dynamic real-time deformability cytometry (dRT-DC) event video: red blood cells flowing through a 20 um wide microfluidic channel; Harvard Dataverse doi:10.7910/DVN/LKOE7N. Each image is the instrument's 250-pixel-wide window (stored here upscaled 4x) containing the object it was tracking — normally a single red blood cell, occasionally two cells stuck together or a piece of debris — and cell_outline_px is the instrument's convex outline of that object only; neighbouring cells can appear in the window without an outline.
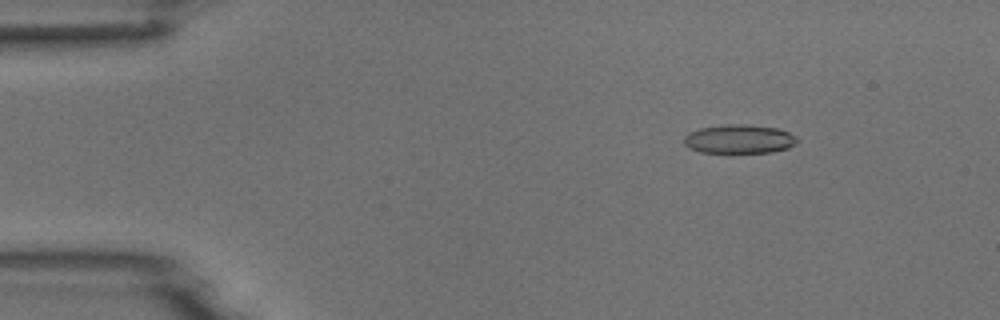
{"species": "common noctule bat (a hibernating species)", "species_latin": "Nyctalus noctula", "temperature_condition": "room temperature", "stored_images_in_passage": 51, "camera_frame_rate_fps": 3000, "um_per_image_px": 0.085, "animal": {"sex": "male", "body_mass_g": 18.8}, "frame": {"image": 1, "passage_image": 7, "time_ms": 2.0, "image_size_px": [1000, 320], "cell_outline_px": [[800, 140], [796, 144], [788, 148], [772, 152], [700, 152], [688, 148], [684, 144], [684, 136], [688, 132], [700, 128], [728, 124], [744, 124], [780, 128], [796, 136]], "centroid_in_image_um": [62.85, 11.81], "position_along_channel_um": 22.2, "area_um2": 19.19}}
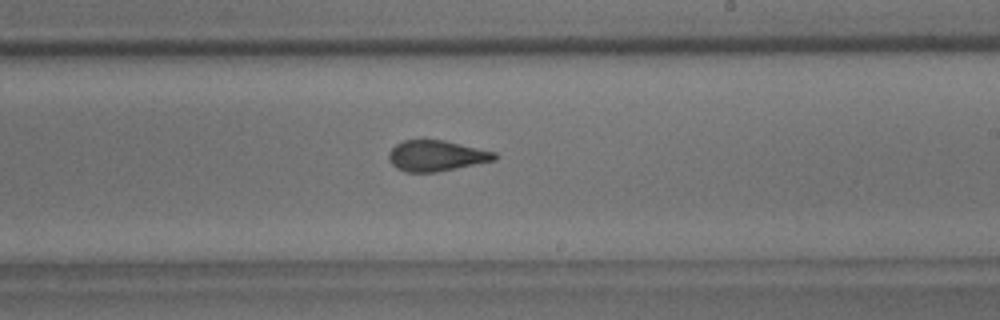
{"frame": {"image": 2, "passage_image": 30, "time_ms": 9.667, "image_size_px": [1000, 320], "cell_outline_px": [[500, 156], [496, 160], [436, 172], [404, 172], [396, 168], [388, 160], [388, 152], [396, 144], [404, 140], [444, 140], [496, 152]], "centroid_in_image_um": [37.09, 13.24], "position_along_channel_um": 251.9, "area_um2": 19.07}}
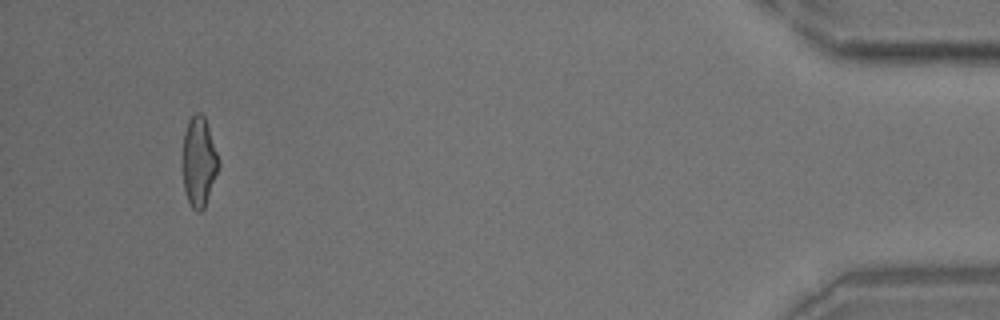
{"frame": {"image": 3, "passage_image": 48, "time_ms": 15.667, "image_size_px": [1000, 320], "cell_outline_px": [[220, 164], [204, 208], [200, 212], [196, 212], [192, 208], [184, 192], [184, 132], [188, 120], [196, 112], [200, 112], [204, 116], [220, 160]], "centroid_in_image_um": [16.92, 13.75], "position_along_channel_um": 418.3, "area_um2": 18.5}}